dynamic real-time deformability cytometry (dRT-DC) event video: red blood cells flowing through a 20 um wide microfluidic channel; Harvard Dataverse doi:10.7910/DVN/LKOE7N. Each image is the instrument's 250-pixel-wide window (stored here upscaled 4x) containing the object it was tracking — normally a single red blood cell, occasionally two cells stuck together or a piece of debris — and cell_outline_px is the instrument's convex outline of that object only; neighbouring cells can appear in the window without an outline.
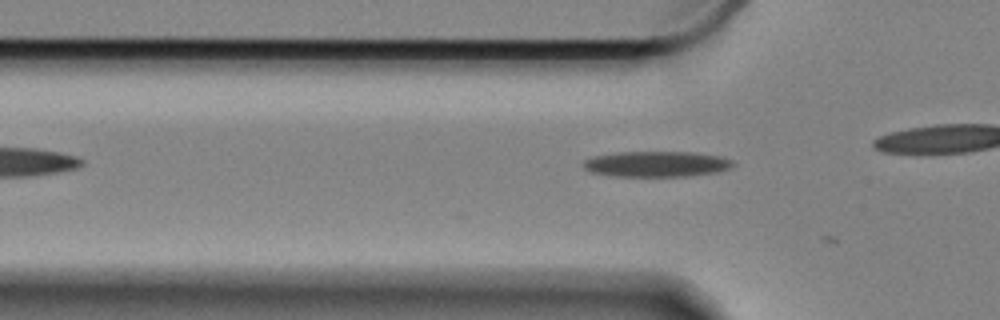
{"species": "Egyptian fruit bat (a non-hibernating species)", "species_latin": "Rousettus aegyptiacus", "temperature_condition": "cold", "stored_images_in_passage": 5, "camera_frame_rate_fps": 3000, "um_per_image_px": 0.085, "animal": {"sex": "female"}, "frame": {"image": 1, "passage_image": 4, "time_ms": 1.0, "image_size_px": [1000, 320], "cell_outline_px": [[736, 164], [728, 168], [716, 172], [688, 176], [608, 176], [592, 172], [584, 168], [584, 160], [592, 156], [616, 152], [692, 152], [720, 156], [732, 160]], "centroid_in_image_um": [55.78, 13.94], "position_along_channel_um": 70.0, "area_um2": 22.37}}